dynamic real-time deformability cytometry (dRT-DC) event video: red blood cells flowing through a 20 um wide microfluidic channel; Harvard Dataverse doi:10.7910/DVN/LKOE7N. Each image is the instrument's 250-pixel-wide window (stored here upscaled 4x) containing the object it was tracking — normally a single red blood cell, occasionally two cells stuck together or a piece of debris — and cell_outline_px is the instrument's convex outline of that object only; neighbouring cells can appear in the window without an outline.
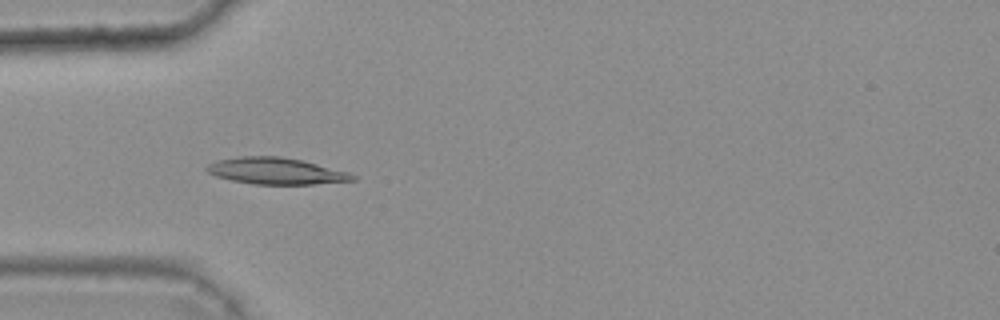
{"species": "common noctule bat (a hibernating species)", "species_latin": "Nyctalus noctula", "temperature_condition": "warm", "stored_images_in_passage": 34, "camera_frame_rate_fps": 3000, "um_per_image_px": 0.085, "animal": {"sex": "female", "body_mass_g": 25.1}, "frame": {"image": 1, "passage_image": 4, "time_ms": 1.0, "image_size_px": [1000, 320], "cell_outline_px": [[356, 180], [312, 184], [252, 184], [232, 180], [216, 176], [208, 172], [204, 168], [208, 164], [216, 160], [240, 156], [280, 156], [304, 160], [348, 172], [356, 176]], "centroid_in_image_um": [23.44, 14.52], "position_along_channel_um": 61.6, "area_um2": 22.6}}
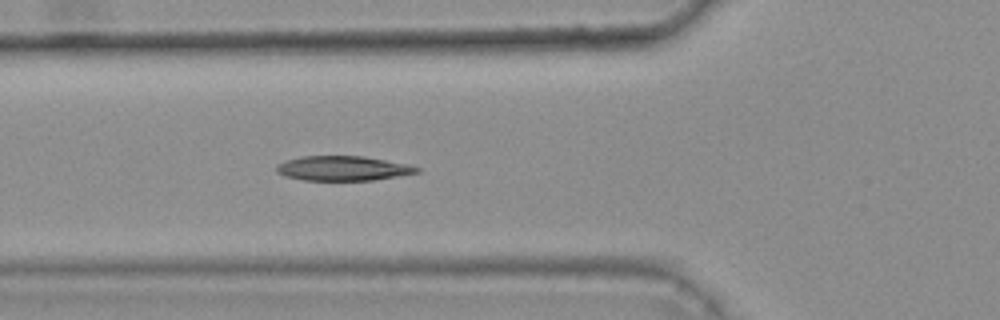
{"frame": {"image": 2, "passage_image": 7, "time_ms": 2.0, "image_size_px": [1000, 320], "cell_outline_px": [[420, 172], [372, 180], [304, 180], [284, 176], [276, 172], [276, 164], [284, 160], [300, 156], [364, 156], [408, 164], [420, 168]], "centroid_in_image_um": [29.1, 14.3], "position_along_channel_um": 96.7, "area_um2": 20.23}}
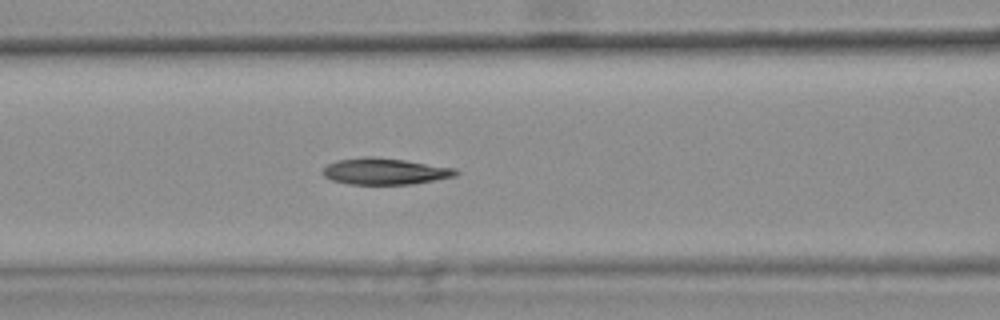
{"frame": {"image": 3, "passage_image": 10, "time_ms": 3.0, "image_size_px": [1000, 320], "cell_outline_px": [[460, 172], [456, 176], [412, 184], [352, 184], [332, 180], [324, 176], [320, 172], [328, 164], [336, 160], [364, 156], [376, 156], [404, 160], [456, 168]], "centroid_in_image_um": [32.71, 14.55], "position_along_channel_um": 133.9, "area_um2": 20.58}, "authors_computed_cell_mechanics": {"area_um2": 20.3745, "velocity_mm_per_s": 3.7033, "shape_relaxation_time_tau1_ms": null, "shape_relaxation_time_tau2_ms": 9.5974, "deformation_change_tau1": null, "deformation_change_tau2": 0.166}}